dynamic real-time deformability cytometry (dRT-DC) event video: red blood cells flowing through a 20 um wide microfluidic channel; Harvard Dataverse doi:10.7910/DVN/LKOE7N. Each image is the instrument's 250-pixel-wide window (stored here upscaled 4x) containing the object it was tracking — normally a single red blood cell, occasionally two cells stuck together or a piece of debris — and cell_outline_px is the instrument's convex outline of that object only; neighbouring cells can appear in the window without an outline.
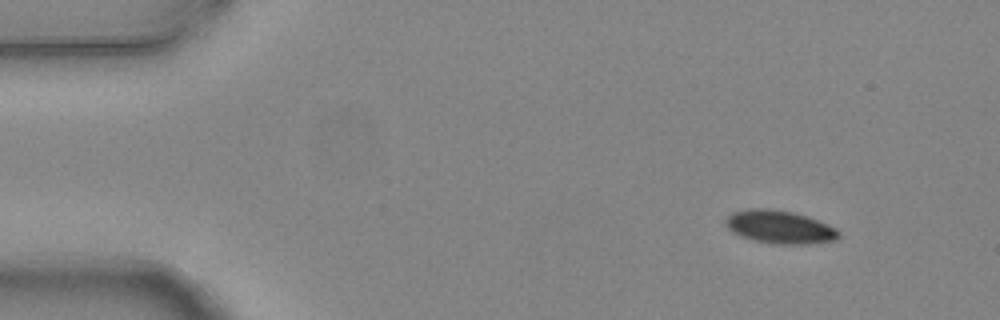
{"species": "common noctule bat (a hibernating species)", "species_latin": "Nyctalus noctula", "temperature_condition": "warm", "stored_images_in_passage": 5, "camera_frame_rate_fps": 3000, "um_per_image_px": 0.085, "animal": {"sex": "female", "body_mass_g": 24.6, "forearm_length_mm": 56.2}, "frame": {"image": 1, "passage_image": 1, "time_ms": 0.0, "image_size_px": [1000, 320], "cell_outline_px": [[840, 236], [836, 240], [808, 244], [772, 244], [752, 240], [740, 236], [732, 232], [724, 224], [724, 220], [732, 212], [748, 208], [768, 208], [792, 212], [808, 216], [828, 224], [836, 228], [840, 232]], "centroid_in_image_um": [66.26, 19.29], "position_along_channel_um": 18.7, "area_um2": 22.14}}
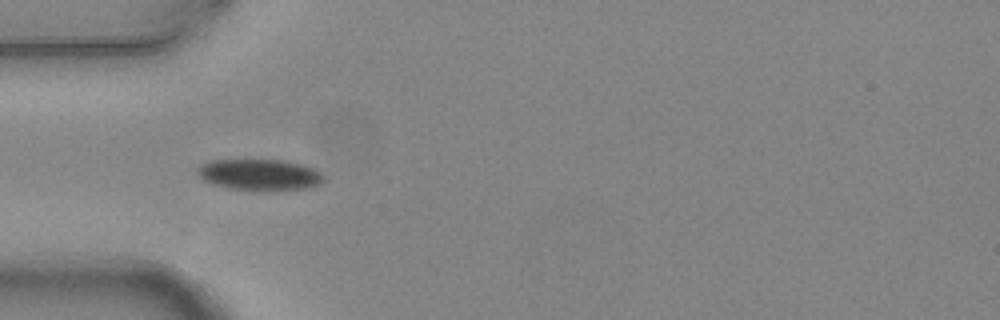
{"frame": {"image": 2, "passage_image": 4, "time_ms": 1.0, "image_size_px": [1000, 320], "cell_outline_px": [[324, 180], [320, 184], [308, 188], [228, 188], [212, 184], [204, 180], [196, 172], [196, 168], [212, 160], [284, 160], [300, 164], [312, 168], [320, 172], [324, 176]], "centroid_in_image_um": [22.05, 14.81], "position_along_channel_um": 63.0, "area_um2": 22.08}}
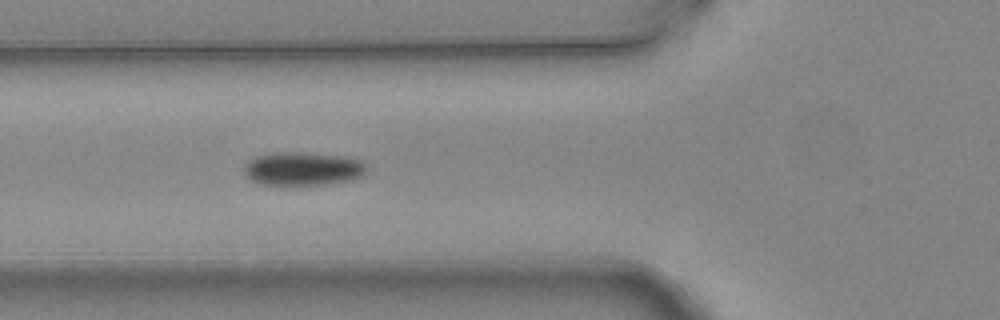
{"frame": {"image": 3, "passage_image": 5, "time_ms": 1.333, "image_size_px": [1000, 320], "cell_outline_px": [[368, 168], [360, 176], [348, 180], [328, 184], [260, 184], [252, 180], [244, 172], [244, 164], [252, 156], [272, 152], [300, 152], [348, 156], [364, 160], [368, 164]], "centroid_in_image_um": [25.75, 14.3], "position_along_channel_um": 100.0, "area_um2": 24.16}}